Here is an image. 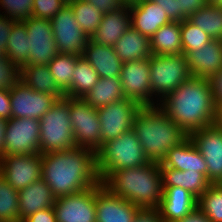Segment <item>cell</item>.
<instances>
[{
  "label": "cell",
  "instance_id": "36",
  "mask_svg": "<svg viewBox=\"0 0 222 222\" xmlns=\"http://www.w3.org/2000/svg\"><path fill=\"white\" fill-rule=\"evenodd\" d=\"M197 207L211 222H222V184H210L197 199Z\"/></svg>",
  "mask_w": 222,
  "mask_h": 222
},
{
  "label": "cell",
  "instance_id": "3",
  "mask_svg": "<svg viewBox=\"0 0 222 222\" xmlns=\"http://www.w3.org/2000/svg\"><path fill=\"white\" fill-rule=\"evenodd\" d=\"M113 194L142 208L157 209L163 197L159 163L114 171L104 182Z\"/></svg>",
  "mask_w": 222,
  "mask_h": 222
},
{
  "label": "cell",
  "instance_id": "22",
  "mask_svg": "<svg viewBox=\"0 0 222 222\" xmlns=\"http://www.w3.org/2000/svg\"><path fill=\"white\" fill-rule=\"evenodd\" d=\"M131 10V27L149 39L163 25L170 23L166 12L150 0L128 5Z\"/></svg>",
  "mask_w": 222,
  "mask_h": 222
},
{
  "label": "cell",
  "instance_id": "41",
  "mask_svg": "<svg viewBox=\"0 0 222 222\" xmlns=\"http://www.w3.org/2000/svg\"><path fill=\"white\" fill-rule=\"evenodd\" d=\"M65 5L63 0H34L32 17L52 19Z\"/></svg>",
  "mask_w": 222,
  "mask_h": 222
},
{
  "label": "cell",
  "instance_id": "35",
  "mask_svg": "<svg viewBox=\"0 0 222 222\" xmlns=\"http://www.w3.org/2000/svg\"><path fill=\"white\" fill-rule=\"evenodd\" d=\"M69 5L80 28L91 38L98 29L104 13L85 0H75Z\"/></svg>",
  "mask_w": 222,
  "mask_h": 222
},
{
  "label": "cell",
  "instance_id": "14",
  "mask_svg": "<svg viewBox=\"0 0 222 222\" xmlns=\"http://www.w3.org/2000/svg\"><path fill=\"white\" fill-rule=\"evenodd\" d=\"M22 22L29 39V58L25 65H48L59 53L50 20L30 17Z\"/></svg>",
  "mask_w": 222,
  "mask_h": 222
},
{
  "label": "cell",
  "instance_id": "7",
  "mask_svg": "<svg viewBox=\"0 0 222 222\" xmlns=\"http://www.w3.org/2000/svg\"><path fill=\"white\" fill-rule=\"evenodd\" d=\"M149 67L151 92L158 104L191 77L187 56L183 53L178 55H151Z\"/></svg>",
  "mask_w": 222,
  "mask_h": 222
},
{
  "label": "cell",
  "instance_id": "40",
  "mask_svg": "<svg viewBox=\"0 0 222 222\" xmlns=\"http://www.w3.org/2000/svg\"><path fill=\"white\" fill-rule=\"evenodd\" d=\"M20 81V68L4 55L0 57V89L12 90Z\"/></svg>",
  "mask_w": 222,
  "mask_h": 222
},
{
  "label": "cell",
  "instance_id": "24",
  "mask_svg": "<svg viewBox=\"0 0 222 222\" xmlns=\"http://www.w3.org/2000/svg\"><path fill=\"white\" fill-rule=\"evenodd\" d=\"M55 200L56 197L42 178L19 190V222L39 210L53 207Z\"/></svg>",
  "mask_w": 222,
  "mask_h": 222
},
{
  "label": "cell",
  "instance_id": "15",
  "mask_svg": "<svg viewBox=\"0 0 222 222\" xmlns=\"http://www.w3.org/2000/svg\"><path fill=\"white\" fill-rule=\"evenodd\" d=\"M96 185L85 191L57 197L53 205L56 222H96Z\"/></svg>",
  "mask_w": 222,
  "mask_h": 222
},
{
  "label": "cell",
  "instance_id": "37",
  "mask_svg": "<svg viewBox=\"0 0 222 222\" xmlns=\"http://www.w3.org/2000/svg\"><path fill=\"white\" fill-rule=\"evenodd\" d=\"M0 222H19L18 191L0 175Z\"/></svg>",
  "mask_w": 222,
  "mask_h": 222
},
{
  "label": "cell",
  "instance_id": "51",
  "mask_svg": "<svg viewBox=\"0 0 222 222\" xmlns=\"http://www.w3.org/2000/svg\"><path fill=\"white\" fill-rule=\"evenodd\" d=\"M7 120L0 118V158L4 154V139L6 133Z\"/></svg>",
  "mask_w": 222,
  "mask_h": 222
},
{
  "label": "cell",
  "instance_id": "33",
  "mask_svg": "<svg viewBox=\"0 0 222 222\" xmlns=\"http://www.w3.org/2000/svg\"><path fill=\"white\" fill-rule=\"evenodd\" d=\"M188 20L201 28L211 39L222 40V8L207 4L192 14Z\"/></svg>",
  "mask_w": 222,
  "mask_h": 222
},
{
  "label": "cell",
  "instance_id": "23",
  "mask_svg": "<svg viewBox=\"0 0 222 222\" xmlns=\"http://www.w3.org/2000/svg\"><path fill=\"white\" fill-rule=\"evenodd\" d=\"M159 210L163 222H174L197 207V198L182 187H163Z\"/></svg>",
  "mask_w": 222,
  "mask_h": 222
},
{
  "label": "cell",
  "instance_id": "53",
  "mask_svg": "<svg viewBox=\"0 0 222 222\" xmlns=\"http://www.w3.org/2000/svg\"><path fill=\"white\" fill-rule=\"evenodd\" d=\"M208 4L222 8V0H208Z\"/></svg>",
  "mask_w": 222,
  "mask_h": 222
},
{
  "label": "cell",
  "instance_id": "56",
  "mask_svg": "<svg viewBox=\"0 0 222 222\" xmlns=\"http://www.w3.org/2000/svg\"><path fill=\"white\" fill-rule=\"evenodd\" d=\"M66 4H70V3H72L73 1H75V0H63Z\"/></svg>",
  "mask_w": 222,
  "mask_h": 222
},
{
  "label": "cell",
  "instance_id": "38",
  "mask_svg": "<svg viewBox=\"0 0 222 222\" xmlns=\"http://www.w3.org/2000/svg\"><path fill=\"white\" fill-rule=\"evenodd\" d=\"M201 28L191 23L188 19L181 21L182 53L187 56L191 51L202 48L211 41Z\"/></svg>",
  "mask_w": 222,
  "mask_h": 222
},
{
  "label": "cell",
  "instance_id": "30",
  "mask_svg": "<svg viewBox=\"0 0 222 222\" xmlns=\"http://www.w3.org/2000/svg\"><path fill=\"white\" fill-rule=\"evenodd\" d=\"M90 106L98 109L126 97L123 94L120 77L100 78L93 88L82 97Z\"/></svg>",
  "mask_w": 222,
  "mask_h": 222
},
{
  "label": "cell",
  "instance_id": "50",
  "mask_svg": "<svg viewBox=\"0 0 222 222\" xmlns=\"http://www.w3.org/2000/svg\"><path fill=\"white\" fill-rule=\"evenodd\" d=\"M174 222H211V221L198 207H196L186 216Z\"/></svg>",
  "mask_w": 222,
  "mask_h": 222
},
{
  "label": "cell",
  "instance_id": "10",
  "mask_svg": "<svg viewBox=\"0 0 222 222\" xmlns=\"http://www.w3.org/2000/svg\"><path fill=\"white\" fill-rule=\"evenodd\" d=\"M120 80L124 96L141 107L158 106L151 92L149 58L122 64Z\"/></svg>",
  "mask_w": 222,
  "mask_h": 222
},
{
  "label": "cell",
  "instance_id": "43",
  "mask_svg": "<svg viewBox=\"0 0 222 222\" xmlns=\"http://www.w3.org/2000/svg\"><path fill=\"white\" fill-rule=\"evenodd\" d=\"M208 80L215 106L222 105V69Z\"/></svg>",
  "mask_w": 222,
  "mask_h": 222
},
{
  "label": "cell",
  "instance_id": "45",
  "mask_svg": "<svg viewBox=\"0 0 222 222\" xmlns=\"http://www.w3.org/2000/svg\"><path fill=\"white\" fill-rule=\"evenodd\" d=\"M22 222H56L53 207L39 210L25 218Z\"/></svg>",
  "mask_w": 222,
  "mask_h": 222
},
{
  "label": "cell",
  "instance_id": "18",
  "mask_svg": "<svg viewBox=\"0 0 222 222\" xmlns=\"http://www.w3.org/2000/svg\"><path fill=\"white\" fill-rule=\"evenodd\" d=\"M95 207L96 222H133L141 209L113 194L102 182L96 185Z\"/></svg>",
  "mask_w": 222,
  "mask_h": 222
},
{
  "label": "cell",
  "instance_id": "25",
  "mask_svg": "<svg viewBox=\"0 0 222 222\" xmlns=\"http://www.w3.org/2000/svg\"><path fill=\"white\" fill-rule=\"evenodd\" d=\"M96 70L100 78L120 77L123 62L114 47L105 46L89 39L82 55Z\"/></svg>",
  "mask_w": 222,
  "mask_h": 222
},
{
  "label": "cell",
  "instance_id": "47",
  "mask_svg": "<svg viewBox=\"0 0 222 222\" xmlns=\"http://www.w3.org/2000/svg\"><path fill=\"white\" fill-rule=\"evenodd\" d=\"M179 9L190 17L198 9L205 7L208 4V0H177Z\"/></svg>",
  "mask_w": 222,
  "mask_h": 222
},
{
  "label": "cell",
  "instance_id": "52",
  "mask_svg": "<svg viewBox=\"0 0 222 222\" xmlns=\"http://www.w3.org/2000/svg\"><path fill=\"white\" fill-rule=\"evenodd\" d=\"M214 125L222 131V105L216 106Z\"/></svg>",
  "mask_w": 222,
  "mask_h": 222
},
{
  "label": "cell",
  "instance_id": "49",
  "mask_svg": "<svg viewBox=\"0 0 222 222\" xmlns=\"http://www.w3.org/2000/svg\"><path fill=\"white\" fill-rule=\"evenodd\" d=\"M0 118L4 120H10L12 118L10 90L0 89Z\"/></svg>",
  "mask_w": 222,
  "mask_h": 222
},
{
  "label": "cell",
  "instance_id": "17",
  "mask_svg": "<svg viewBox=\"0 0 222 222\" xmlns=\"http://www.w3.org/2000/svg\"><path fill=\"white\" fill-rule=\"evenodd\" d=\"M56 101L53 95L35 91L21 81L10 90L12 118L40 120Z\"/></svg>",
  "mask_w": 222,
  "mask_h": 222
},
{
  "label": "cell",
  "instance_id": "54",
  "mask_svg": "<svg viewBox=\"0 0 222 222\" xmlns=\"http://www.w3.org/2000/svg\"><path fill=\"white\" fill-rule=\"evenodd\" d=\"M125 5H131V4H134V3H137L141 0H121Z\"/></svg>",
  "mask_w": 222,
  "mask_h": 222
},
{
  "label": "cell",
  "instance_id": "32",
  "mask_svg": "<svg viewBox=\"0 0 222 222\" xmlns=\"http://www.w3.org/2000/svg\"><path fill=\"white\" fill-rule=\"evenodd\" d=\"M99 75L89 62L80 56L76 61L71 86L64 92L66 97L82 98L98 82Z\"/></svg>",
  "mask_w": 222,
  "mask_h": 222
},
{
  "label": "cell",
  "instance_id": "34",
  "mask_svg": "<svg viewBox=\"0 0 222 222\" xmlns=\"http://www.w3.org/2000/svg\"><path fill=\"white\" fill-rule=\"evenodd\" d=\"M79 57L75 54L58 53L48 64L51 74L63 92L71 86L76 61Z\"/></svg>",
  "mask_w": 222,
  "mask_h": 222
},
{
  "label": "cell",
  "instance_id": "44",
  "mask_svg": "<svg viewBox=\"0 0 222 222\" xmlns=\"http://www.w3.org/2000/svg\"><path fill=\"white\" fill-rule=\"evenodd\" d=\"M99 9L102 13H109L121 9L125 4L121 0H85Z\"/></svg>",
  "mask_w": 222,
  "mask_h": 222
},
{
  "label": "cell",
  "instance_id": "1",
  "mask_svg": "<svg viewBox=\"0 0 222 222\" xmlns=\"http://www.w3.org/2000/svg\"><path fill=\"white\" fill-rule=\"evenodd\" d=\"M41 178L57 198L85 191L99 184L96 153L73 147L65 151L41 154Z\"/></svg>",
  "mask_w": 222,
  "mask_h": 222
},
{
  "label": "cell",
  "instance_id": "39",
  "mask_svg": "<svg viewBox=\"0 0 222 222\" xmlns=\"http://www.w3.org/2000/svg\"><path fill=\"white\" fill-rule=\"evenodd\" d=\"M34 0H0V9L4 16L15 21H23L32 17Z\"/></svg>",
  "mask_w": 222,
  "mask_h": 222
},
{
  "label": "cell",
  "instance_id": "21",
  "mask_svg": "<svg viewBox=\"0 0 222 222\" xmlns=\"http://www.w3.org/2000/svg\"><path fill=\"white\" fill-rule=\"evenodd\" d=\"M130 27L131 10L128 5H124L121 9L104 13L98 29L90 39L113 47Z\"/></svg>",
  "mask_w": 222,
  "mask_h": 222
},
{
  "label": "cell",
  "instance_id": "29",
  "mask_svg": "<svg viewBox=\"0 0 222 222\" xmlns=\"http://www.w3.org/2000/svg\"><path fill=\"white\" fill-rule=\"evenodd\" d=\"M152 55L182 54L181 22L161 26L150 38Z\"/></svg>",
  "mask_w": 222,
  "mask_h": 222
},
{
  "label": "cell",
  "instance_id": "19",
  "mask_svg": "<svg viewBox=\"0 0 222 222\" xmlns=\"http://www.w3.org/2000/svg\"><path fill=\"white\" fill-rule=\"evenodd\" d=\"M160 168H171L181 171H199L208 180V167L204 157L187 136L176 147L171 148L166 157L159 163Z\"/></svg>",
  "mask_w": 222,
  "mask_h": 222
},
{
  "label": "cell",
  "instance_id": "12",
  "mask_svg": "<svg viewBox=\"0 0 222 222\" xmlns=\"http://www.w3.org/2000/svg\"><path fill=\"white\" fill-rule=\"evenodd\" d=\"M40 153L3 155L0 158V175L17 191L41 178Z\"/></svg>",
  "mask_w": 222,
  "mask_h": 222
},
{
  "label": "cell",
  "instance_id": "4",
  "mask_svg": "<svg viewBox=\"0 0 222 222\" xmlns=\"http://www.w3.org/2000/svg\"><path fill=\"white\" fill-rule=\"evenodd\" d=\"M132 129L145 156L157 163L188 136L159 106L141 107L134 117Z\"/></svg>",
  "mask_w": 222,
  "mask_h": 222
},
{
  "label": "cell",
  "instance_id": "28",
  "mask_svg": "<svg viewBox=\"0 0 222 222\" xmlns=\"http://www.w3.org/2000/svg\"><path fill=\"white\" fill-rule=\"evenodd\" d=\"M163 187H182L188 190L197 199L211 184L207 177L199 171H181L171 168H160Z\"/></svg>",
  "mask_w": 222,
  "mask_h": 222
},
{
  "label": "cell",
  "instance_id": "27",
  "mask_svg": "<svg viewBox=\"0 0 222 222\" xmlns=\"http://www.w3.org/2000/svg\"><path fill=\"white\" fill-rule=\"evenodd\" d=\"M117 56L124 62L150 58V39L130 27L113 46Z\"/></svg>",
  "mask_w": 222,
  "mask_h": 222
},
{
  "label": "cell",
  "instance_id": "11",
  "mask_svg": "<svg viewBox=\"0 0 222 222\" xmlns=\"http://www.w3.org/2000/svg\"><path fill=\"white\" fill-rule=\"evenodd\" d=\"M50 22L58 52L82 56L90 38L75 20L71 6L65 5Z\"/></svg>",
  "mask_w": 222,
  "mask_h": 222
},
{
  "label": "cell",
  "instance_id": "6",
  "mask_svg": "<svg viewBox=\"0 0 222 222\" xmlns=\"http://www.w3.org/2000/svg\"><path fill=\"white\" fill-rule=\"evenodd\" d=\"M75 147L69 116V97L58 99L40 118L39 153L65 151Z\"/></svg>",
  "mask_w": 222,
  "mask_h": 222
},
{
  "label": "cell",
  "instance_id": "5",
  "mask_svg": "<svg viewBox=\"0 0 222 222\" xmlns=\"http://www.w3.org/2000/svg\"><path fill=\"white\" fill-rule=\"evenodd\" d=\"M149 162L133 129L105 142L96 152V168L102 183L116 170L136 168Z\"/></svg>",
  "mask_w": 222,
  "mask_h": 222
},
{
  "label": "cell",
  "instance_id": "9",
  "mask_svg": "<svg viewBox=\"0 0 222 222\" xmlns=\"http://www.w3.org/2000/svg\"><path fill=\"white\" fill-rule=\"evenodd\" d=\"M140 108L137 102L127 98L98 108L101 144L114 140L131 130L134 117Z\"/></svg>",
  "mask_w": 222,
  "mask_h": 222
},
{
  "label": "cell",
  "instance_id": "20",
  "mask_svg": "<svg viewBox=\"0 0 222 222\" xmlns=\"http://www.w3.org/2000/svg\"><path fill=\"white\" fill-rule=\"evenodd\" d=\"M191 76L210 79L222 69V40L212 39L187 55Z\"/></svg>",
  "mask_w": 222,
  "mask_h": 222
},
{
  "label": "cell",
  "instance_id": "13",
  "mask_svg": "<svg viewBox=\"0 0 222 222\" xmlns=\"http://www.w3.org/2000/svg\"><path fill=\"white\" fill-rule=\"evenodd\" d=\"M40 120L11 118L7 120L3 155L39 153Z\"/></svg>",
  "mask_w": 222,
  "mask_h": 222
},
{
  "label": "cell",
  "instance_id": "55",
  "mask_svg": "<svg viewBox=\"0 0 222 222\" xmlns=\"http://www.w3.org/2000/svg\"><path fill=\"white\" fill-rule=\"evenodd\" d=\"M5 55L4 49L0 46V57H3Z\"/></svg>",
  "mask_w": 222,
  "mask_h": 222
},
{
  "label": "cell",
  "instance_id": "2",
  "mask_svg": "<svg viewBox=\"0 0 222 222\" xmlns=\"http://www.w3.org/2000/svg\"><path fill=\"white\" fill-rule=\"evenodd\" d=\"M158 106L186 135L214 124L216 106L208 79L191 76Z\"/></svg>",
  "mask_w": 222,
  "mask_h": 222
},
{
  "label": "cell",
  "instance_id": "16",
  "mask_svg": "<svg viewBox=\"0 0 222 222\" xmlns=\"http://www.w3.org/2000/svg\"><path fill=\"white\" fill-rule=\"evenodd\" d=\"M189 138L204 157L208 167V181L222 184V131L214 124L191 132Z\"/></svg>",
  "mask_w": 222,
  "mask_h": 222
},
{
  "label": "cell",
  "instance_id": "8",
  "mask_svg": "<svg viewBox=\"0 0 222 222\" xmlns=\"http://www.w3.org/2000/svg\"><path fill=\"white\" fill-rule=\"evenodd\" d=\"M69 116L75 147L88 148L96 153L102 147L97 109L83 98L69 97Z\"/></svg>",
  "mask_w": 222,
  "mask_h": 222
},
{
  "label": "cell",
  "instance_id": "42",
  "mask_svg": "<svg viewBox=\"0 0 222 222\" xmlns=\"http://www.w3.org/2000/svg\"><path fill=\"white\" fill-rule=\"evenodd\" d=\"M153 3L158 4V6L166 12L168 19L171 22H181L189 17L179 9V4L177 0H150Z\"/></svg>",
  "mask_w": 222,
  "mask_h": 222
},
{
  "label": "cell",
  "instance_id": "46",
  "mask_svg": "<svg viewBox=\"0 0 222 222\" xmlns=\"http://www.w3.org/2000/svg\"><path fill=\"white\" fill-rule=\"evenodd\" d=\"M133 222H163L158 209L142 208L138 211Z\"/></svg>",
  "mask_w": 222,
  "mask_h": 222
},
{
  "label": "cell",
  "instance_id": "26",
  "mask_svg": "<svg viewBox=\"0 0 222 222\" xmlns=\"http://www.w3.org/2000/svg\"><path fill=\"white\" fill-rule=\"evenodd\" d=\"M20 81L35 91L53 95L57 100L65 97V93L58 87L48 65L22 66Z\"/></svg>",
  "mask_w": 222,
  "mask_h": 222
},
{
  "label": "cell",
  "instance_id": "48",
  "mask_svg": "<svg viewBox=\"0 0 222 222\" xmlns=\"http://www.w3.org/2000/svg\"><path fill=\"white\" fill-rule=\"evenodd\" d=\"M14 22V19L7 18L0 12V46L3 49H5Z\"/></svg>",
  "mask_w": 222,
  "mask_h": 222
},
{
  "label": "cell",
  "instance_id": "31",
  "mask_svg": "<svg viewBox=\"0 0 222 222\" xmlns=\"http://www.w3.org/2000/svg\"><path fill=\"white\" fill-rule=\"evenodd\" d=\"M26 27L22 21H15L5 46V56L19 68L28 62L29 44Z\"/></svg>",
  "mask_w": 222,
  "mask_h": 222
}]
</instances>
